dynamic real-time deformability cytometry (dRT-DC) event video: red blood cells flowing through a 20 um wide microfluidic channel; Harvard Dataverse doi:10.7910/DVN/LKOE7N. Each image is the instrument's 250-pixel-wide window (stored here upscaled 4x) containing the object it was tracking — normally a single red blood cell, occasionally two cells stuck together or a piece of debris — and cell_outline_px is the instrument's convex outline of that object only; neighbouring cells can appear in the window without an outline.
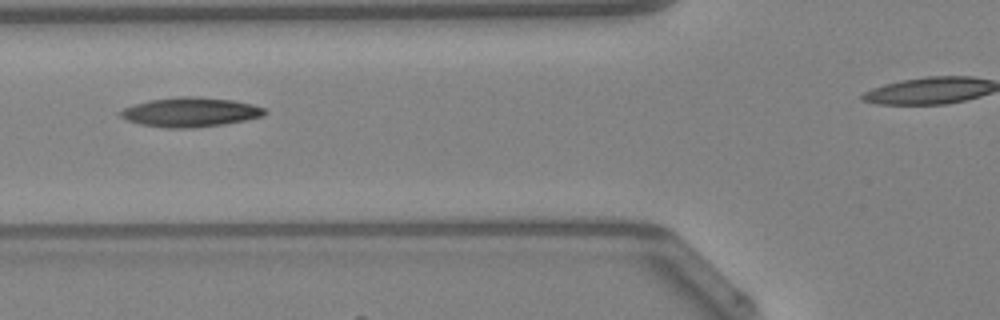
{"species": "Egyptian fruit bat (a non-hibernating species)", "species_latin": "Rousettus aegyptiacus", "temperature_condition": "warm", "stored_images_in_passage": 28, "camera_frame_rate_fps": 3000, "um_per_image_px": 0.085, "animal": {"sex": "female"}, "frame": {"image": 1, "passage_image": 5, "time_ms": 1.333, "image_size_px": [1000, 320], "cell_outline_px": [[268, 112], [264, 116], [224, 124], [196, 128], [168, 128], [140, 124], [128, 120], [120, 116], [120, 112], [124, 108], [148, 100], [180, 96], [200, 96], [232, 100], [252, 104], [264, 108]], "centroid_in_image_um": [16.21, 9.53], "position_along_channel_um": 109.6, "area_um2": 24.74}}